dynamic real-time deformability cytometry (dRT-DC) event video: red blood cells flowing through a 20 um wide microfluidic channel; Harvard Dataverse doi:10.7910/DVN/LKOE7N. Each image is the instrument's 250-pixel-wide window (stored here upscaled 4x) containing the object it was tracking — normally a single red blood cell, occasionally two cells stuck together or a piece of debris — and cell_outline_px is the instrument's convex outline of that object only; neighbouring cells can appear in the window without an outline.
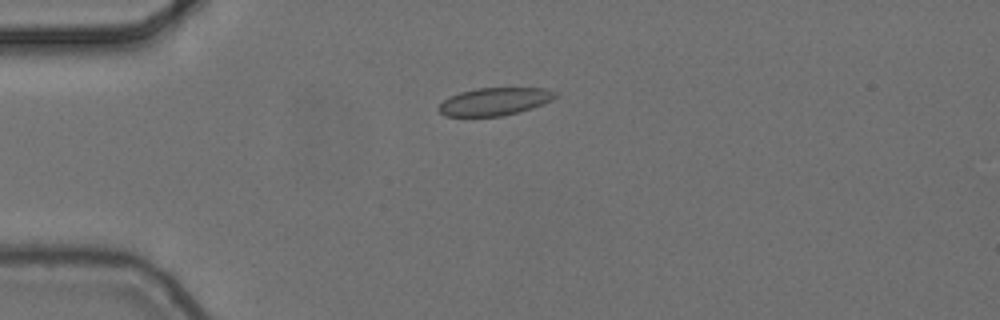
{"species": "common noctule bat (a hibernating species)", "species_latin": "Nyctalus noctula", "temperature_condition": "cold", "stored_images_in_passage": 5, "camera_frame_rate_fps": 3000, "um_per_image_px": 0.085, "animal": {"sex": "female", "body_mass_g": 24.6, "forearm_length_mm": 56.2}, "frame": {"image": 1, "passage_image": 4, "time_ms": 1.0, "image_size_px": [1000, 320], "cell_outline_px": [[560, 96], [552, 100], [532, 108], [500, 116], [444, 116], [436, 108], [444, 100], [460, 92], [476, 88], [544, 88], [556, 92]], "centroid_in_image_um": [42.05, 8.62], "position_along_channel_um": 42.9, "area_um2": 18.73}}